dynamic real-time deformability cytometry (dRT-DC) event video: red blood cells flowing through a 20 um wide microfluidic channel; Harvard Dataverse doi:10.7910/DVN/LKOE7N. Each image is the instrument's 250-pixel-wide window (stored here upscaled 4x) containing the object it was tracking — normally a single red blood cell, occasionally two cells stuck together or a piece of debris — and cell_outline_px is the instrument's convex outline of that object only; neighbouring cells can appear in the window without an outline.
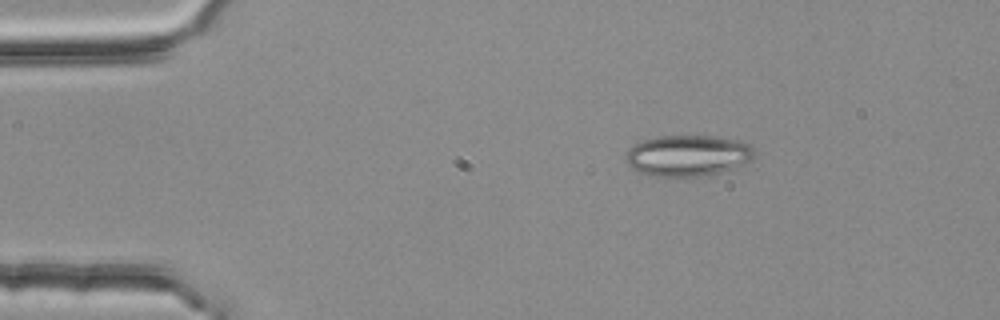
{"species": "common noctule bat (a hibernating species)", "species_latin": "Nyctalus noctula", "temperature_condition": "room temperature", "stored_images_in_passage": 3, "camera_frame_rate_fps": 3000, "um_per_image_px": 0.085, "animal": {"sex": "female", "body_mass_g": 25.1}, "frame": {"image": 1, "passage_image": 1, "time_ms": 0.0, "image_size_px": [1000, 320], "cell_outline_px": [[756, 156], [752, 160], [744, 164], [732, 168], [700, 176], [656, 176], [640, 172], [628, 164], [624, 156], [636, 144], [644, 140], [656, 136], [712, 136], [740, 140], [748, 144], [752, 148]], "centroid_in_image_um": [58.49, 13.21], "position_along_channel_um": 26.5, "area_um2": 30.4}}